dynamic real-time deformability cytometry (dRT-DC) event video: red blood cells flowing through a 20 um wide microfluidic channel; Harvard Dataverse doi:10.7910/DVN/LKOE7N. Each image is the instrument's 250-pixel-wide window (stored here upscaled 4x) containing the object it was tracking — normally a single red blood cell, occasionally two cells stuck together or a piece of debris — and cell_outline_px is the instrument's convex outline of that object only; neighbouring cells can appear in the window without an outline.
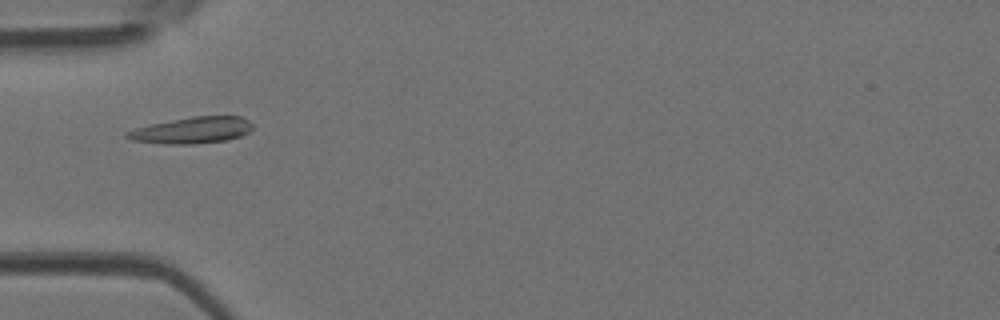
{"species": "Egyptian fruit bat (a non-hibernating species)", "species_latin": "Rousettus aegyptiacus", "temperature_condition": "room temperature", "stored_images_in_passage": 51, "camera_frame_rate_fps": 3000, "um_per_image_px": 0.085, "animal": {"sex": "female"}, "frame": {"image": 1, "passage_image": 17, "time_ms": 5.333, "image_size_px": [1000, 320], "cell_outline_px": [[252, 128], [248, 132], [240, 136], [224, 140], [196, 144], [164, 144], [132, 140], [124, 136], [124, 132], [148, 124], [192, 116], [240, 116], [248, 120], [252, 124]], "centroid_in_image_um": [16.28, 11.07], "position_along_channel_um": 68.7, "area_um2": 19.36}}
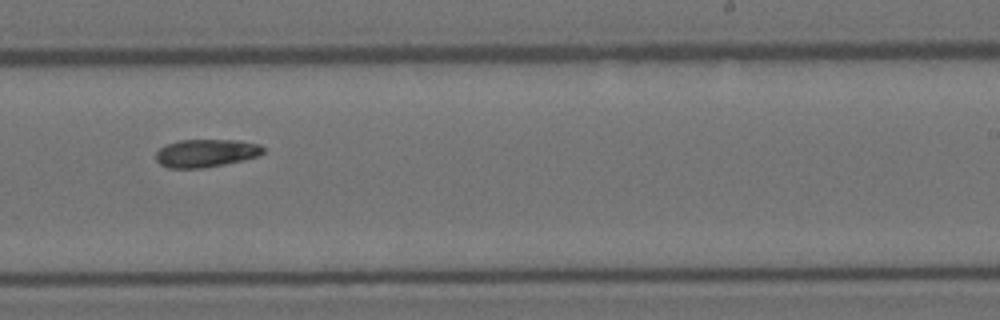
{"frame": {"image": 2, "passage_image": 32, "time_ms": 10.333, "image_size_px": [1000, 320], "cell_outline_px": [[264, 152], [256, 156], [244, 160], [224, 164], [200, 168], [168, 168], [160, 164], [156, 160], [156, 152], [160, 148], [168, 144], [180, 140], [236, 140], [260, 144], [264, 148]], "centroid_in_image_um": [17.5, 13.01], "position_along_channel_um": 271.5, "area_um2": 17.34}}
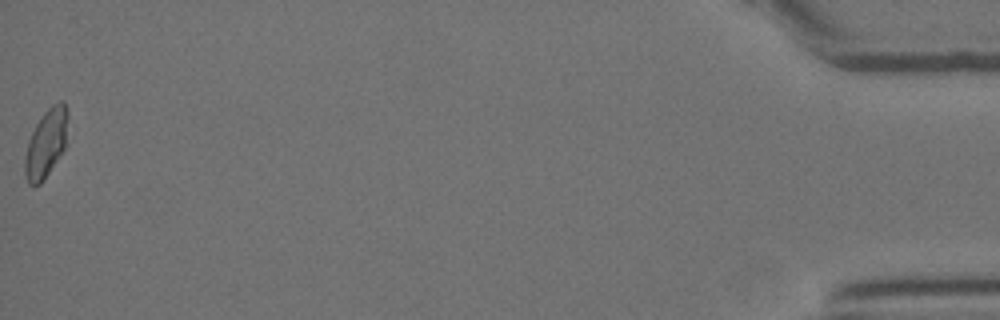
{"frame": {"image": 3, "passage_image": 51, "time_ms": 16.667, "image_size_px": [1000, 320], "cell_outline_px": [[68, 116], [64, 148], [40, 184], [28, 184], [24, 172], [24, 160], [28, 140], [36, 124], [44, 112], [52, 104], [60, 100], [64, 100], [68, 112]], "centroid_in_image_um": [3.91, 12.13], "position_along_channel_um": 431.3, "area_um2": 16.82}}